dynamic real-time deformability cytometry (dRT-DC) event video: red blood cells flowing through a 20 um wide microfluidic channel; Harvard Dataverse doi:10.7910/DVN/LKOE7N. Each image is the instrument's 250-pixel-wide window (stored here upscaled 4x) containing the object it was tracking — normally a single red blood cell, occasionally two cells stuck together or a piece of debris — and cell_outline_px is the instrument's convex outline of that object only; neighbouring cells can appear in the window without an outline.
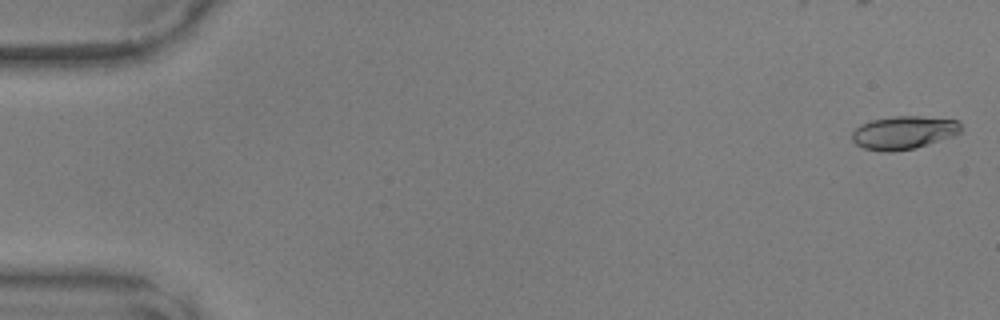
{"species": "common noctule bat (a hibernating species)", "species_latin": "Nyctalus noctula", "temperature_condition": "warm", "stored_images_in_passage": 7, "camera_frame_rate_fps": 3000, "um_per_image_px": 0.085, "animal": {"sex": "male", "body_mass_g": 17.9, "forearm_length_mm": 54.2}, "frame": {"image": 1, "passage_image": 1, "time_ms": 0.0, "image_size_px": [1000, 320], "cell_outline_px": [[960, 132], [952, 136], [916, 148], [888, 152], [864, 148], [856, 144], [852, 140], [852, 132], [860, 124], [872, 120], [896, 116], [920, 116], [956, 120], [960, 124]], "centroid_in_image_um": [76.78, 11.27], "position_along_channel_um": 8.2, "area_um2": 20.81}}